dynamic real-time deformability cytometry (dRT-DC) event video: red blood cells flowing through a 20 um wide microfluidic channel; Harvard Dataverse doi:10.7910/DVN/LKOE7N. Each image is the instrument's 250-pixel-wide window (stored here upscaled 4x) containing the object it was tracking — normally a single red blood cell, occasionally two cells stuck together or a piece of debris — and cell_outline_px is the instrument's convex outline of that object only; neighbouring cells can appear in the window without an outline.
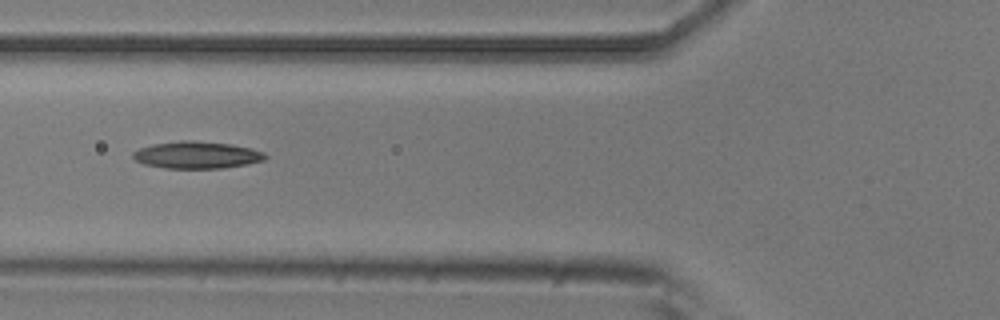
{"species": "common noctule bat (a hibernating species)", "species_latin": "Nyctalus noctula", "temperature_condition": "room temperature", "stored_images_in_passage": 3, "camera_frame_rate_fps": 3000, "um_per_image_px": 0.085, "animal": {"sex": "male", "body_mass_g": 20.5, "forearm_length_mm": 52.5}, "frame": {"image": 1, "passage_image": 3, "time_ms": 0.667, "image_size_px": [1000, 320], "cell_outline_px": [[268, 156], [264, 160], [248, 164], [224, 168], [164, 168], [144, 164], [136, 160], [132, 156], [132, 152], [140, 148], [152, 144], [180, 140], [188, 140], [228, 144], [252, 148], [264, 152]], "centroid_in_image_um": [16.73, 13.17], "position_along_channel_um": 109.1, "area_um2": 20.87}}